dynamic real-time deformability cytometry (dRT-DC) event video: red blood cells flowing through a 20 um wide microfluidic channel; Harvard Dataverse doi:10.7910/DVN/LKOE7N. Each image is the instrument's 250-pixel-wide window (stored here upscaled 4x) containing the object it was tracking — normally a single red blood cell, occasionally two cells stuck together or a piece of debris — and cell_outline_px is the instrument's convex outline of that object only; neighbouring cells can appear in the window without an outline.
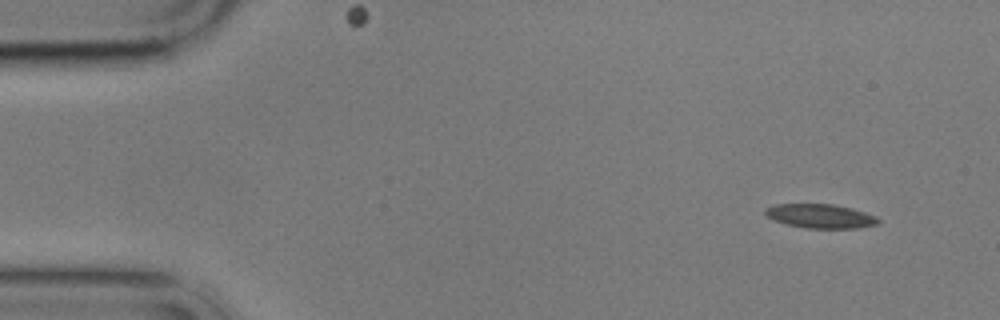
{"species": "common noctule bat (a hibernating species)", "species_latin": "Nyctalus noctula", "temperature_condition": "cold", "stored_images_in_passage": 14, "camera_frame_rate_fps": 3000, "um_per_image_px": 0.085, "animal": {"sex": "male", "body_mass_g": 17.9}, "frame": {"image": 1, "passage_image": 1, "time_ms": 0.0, "image_size_px": [1000, 320], "cell_outline_px": [[880, 224], [856, 228], [808, 228], [788, 224], [776, 220], [768, 216], [764, 212], [764, 208], [776, 204], [832, 204], [852, 208], [876, 216], [880, 220]], "centroid_in_image_um": [69.77, 18.36], "position_along_channel_um": 15.2, "area_um2": 15.72}}
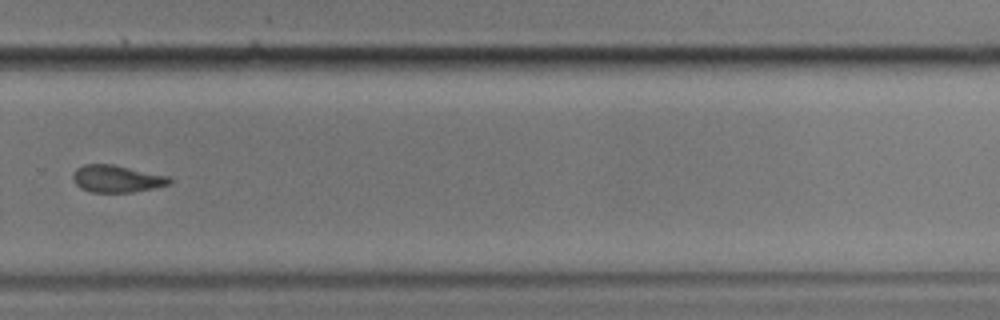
{"frame": {"image": 2, "passage_image": 10, "time_ms": 11.667, "image_size_px": [1000, 320], "cell_outline_px": [[172, 184], [132, 192], [92, 192], [80, 188], [76, 184], [72, 176], [76, 168], [84, 164], [112, 164], [172, 176]], "centroid_in_image_um": [9.97, 15.18], "position_along_channel_um": 319.8, "area_um2": 15.43}}
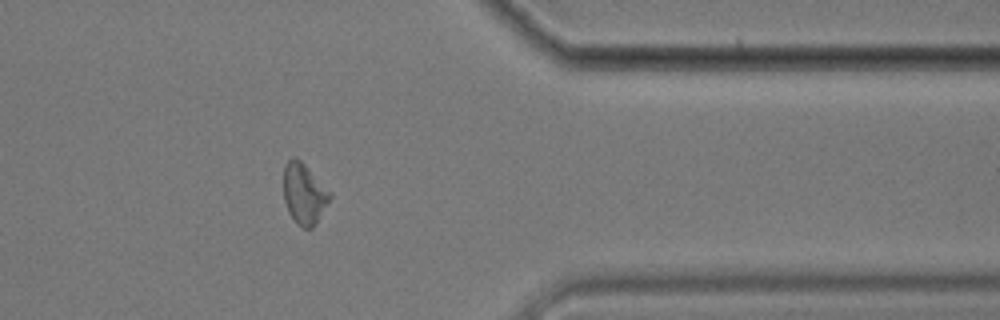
{"frame": {"image": 3, "passage_image": 12, "time_ms": 14.0, "image_size_px": [1000, 320], "cell_outline_px": [[332, 196], [316, 224], [312, 228], [304, 228], [296, 224], [288, 212], [284, 200], [284, 164], [292, 156], [296, 156], [332, 192]], "centroid_in_image_um": [25.85, 16.47], "position_along_channel_um": 385.5, "area_um2": 16.59}}